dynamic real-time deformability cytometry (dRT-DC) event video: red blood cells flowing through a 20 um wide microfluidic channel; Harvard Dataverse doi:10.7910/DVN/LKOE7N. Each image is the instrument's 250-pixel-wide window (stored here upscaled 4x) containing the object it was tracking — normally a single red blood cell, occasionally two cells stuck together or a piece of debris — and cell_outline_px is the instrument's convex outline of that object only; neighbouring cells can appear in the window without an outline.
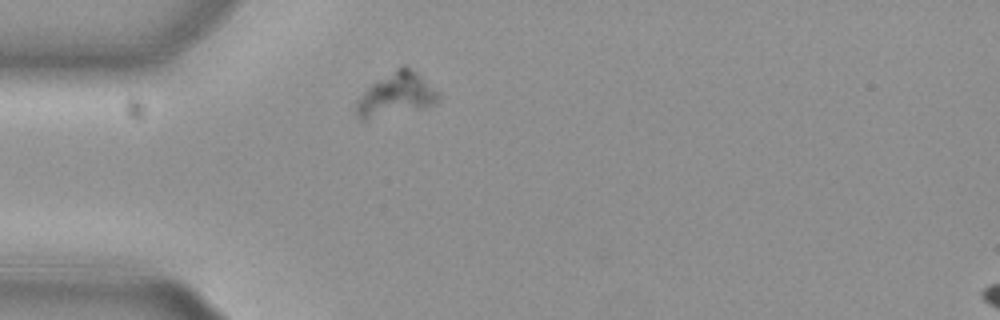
{"species": "common noctule bat (a hibernating species)", "species_latin": "Nyctalus noctula", "temperature_condition": "cold", "stored_images_in_passage": 37, "camera_frame_rate_fps": 3000, "um_per_image_px": 0.085, "animal": {"sex": "female", "body_mass_g": 29.2, "forearm_length_mm": 56.3}, "frame": {"image": 1, "passage_image": 2, "time_ms": 0.333, "image_size_px": [1000, 320], "cell_outline_px": [[440, 100], [436, 104], [424, 108], [364, 120], [360, 120], [356, 116], [356, 100], [376, 80], [404, 64], [416, 72], [440, 92]], "centroid_in_image_um": [33.69, 8.05], "position_along_channel_um": 51.3, "area_um2": 20.75}}
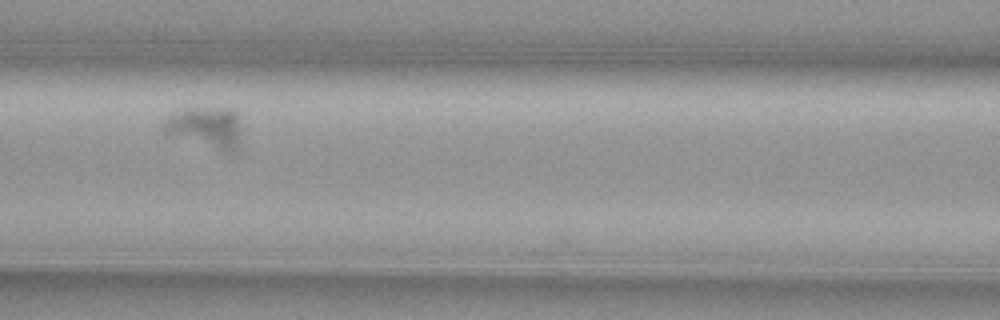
{"frame": {"image": 2, "passage_image": 11, "time_ms": 3.333, "image_size_px": [1000, 320], "cell_outline_px": [[244, 128], [240, 140], [236, 148], [220, 148], [164, 132], [160, 128], [164, 120], [168, 116], [184, 108], [232, 108], [240, 112]], "centroid_in_image_um": [17.57, 10.71], "position_along_channel_um": 149.0, "area_um2": 18.32}}
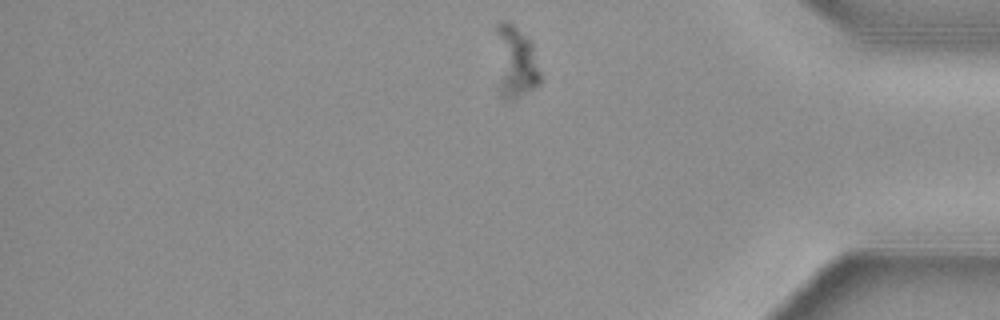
{"frame": {"image": 3, "passage_image": 33, "time_ms": 10.667, "image_size_px": [1000, 320], "cell_outline_px": [[540, 84], [536, 88], [512, 100], [504, 100], [500, 96], [496, 84], [496, 24], [504, 20], [512, 24], [532, 44], [540, 72]], "centroid_in_image_um": [43.76, 5.34], "position_along_channel_um": 391.4, "area_um2": 19.19}}